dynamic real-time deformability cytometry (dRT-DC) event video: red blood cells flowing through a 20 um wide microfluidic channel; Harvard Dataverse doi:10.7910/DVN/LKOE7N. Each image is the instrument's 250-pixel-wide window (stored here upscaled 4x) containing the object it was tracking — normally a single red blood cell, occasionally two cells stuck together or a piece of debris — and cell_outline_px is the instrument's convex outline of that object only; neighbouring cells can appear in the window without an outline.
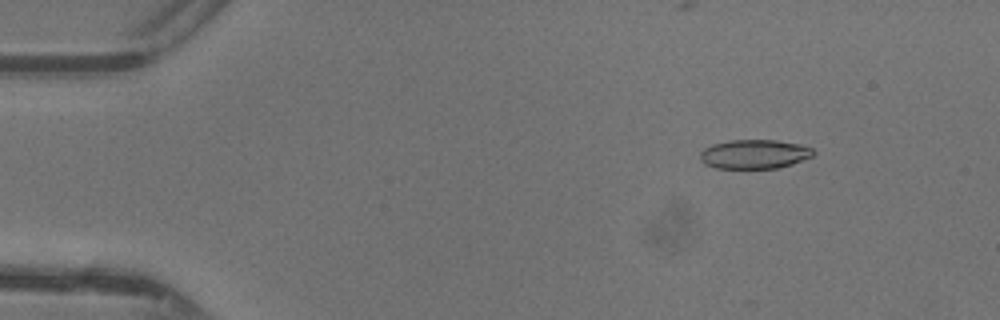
{"species": "common noctule bat (a hibernating species)", "species_latin": "Nyctalus noctula", "temperature_condition": "warm", "stored_images_in_passage": 24, "camera_frame_rate_fps": 3000, "um_per_image_px": 0.085, "animal": {"sex": "female"}, "frame": {"image": 1, "passage_image": 6, "time_ms": 1.667, "image_size_px": [1000, 320], "cell_outline_px": [[812, 156], [792, 164], [776, 168], [716, 168], [704, 164], [700, 160], [700, 152], [704, 148], [712, 144], [728, 140], [776, 140], [800, 144], [812, 148]], "centroid_in_image_um": [64.07, 13.1], "position_along_channel_um": 20.9, "area_um2": 19.19}}
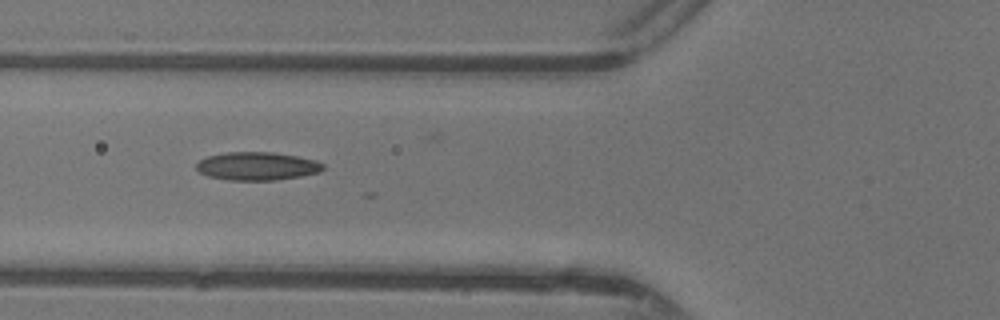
{"frame": {"image": 2, "passage_image": 18, "time_ms": 5.667, "image_size_px": [1000, 320], "cell_outline_px": [[324, 168], [320, 172], [300, 176], [276, 180], [228, 180], [208, 176], [200, 172], [196, 168], [196, 164], [200, 160], [208, 156], [228, 152], [272, 152], [296, 156], [316, 160], [324, 164]], "centroid_in_image_um": [21.86, 14.12], "position_along_channel_um": 103.9, "area_um2": 20.75}}
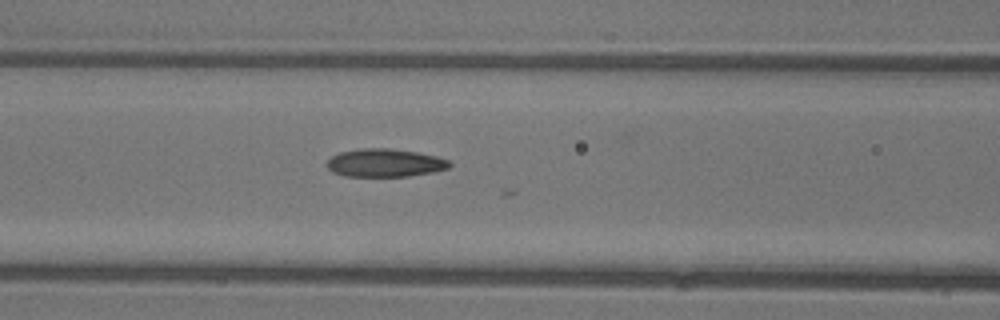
{"frame": {"image": 3, "passage_image": 20, "time_ms": 6.333, "image_size_px": [1000, 320], "cell_outline_px": [[452, 164], [448, 168], [432, 172], [408, 176], [344, 176], [332, 172], [328, 168], [328, 160], [332, 156], [340, 152], [360, 148], [392, 148], [416, 152], [436, 156], [448, 160]], "centroid_in_image_um": [32.71, 13.84], "position_along_channel_um": 133.9, "area_um2": 20.0}}